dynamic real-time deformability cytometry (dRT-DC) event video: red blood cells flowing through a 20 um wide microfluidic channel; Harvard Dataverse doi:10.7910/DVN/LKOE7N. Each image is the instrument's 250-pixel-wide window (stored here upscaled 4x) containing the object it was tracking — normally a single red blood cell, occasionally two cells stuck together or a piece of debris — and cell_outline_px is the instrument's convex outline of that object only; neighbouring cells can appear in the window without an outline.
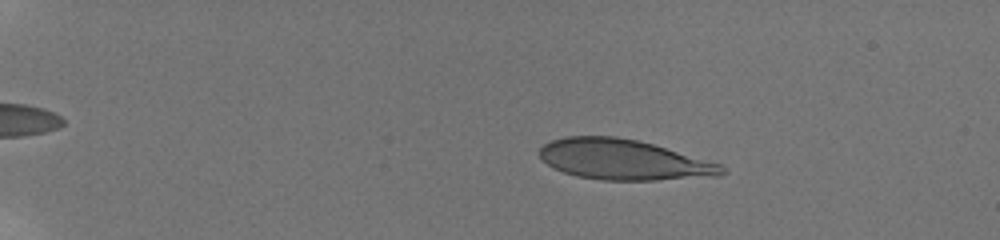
{"species": "human", "species_latin": "Homo sapiens", "temperature_condition": "room temperature", "stored_images_in_passage": 57, "camera_frame_rate_fps": 3000, "um_per_image_px": 0.085, "donor": {"sex": "male"}, "frame": {"image": 1, "passage_image": 12, "time_ms": 3.667, "image_size_px": [1000, 240], "cell_outline_px": [[728, 172], [720, 176], [656, 180], [600, 180], [576, 176], [552, 168], [540, 156], [540, 148], [544, 144], [552, 140], [564, 136], [616, 136], [636, 140], [652, 144], [724, 164]], "centroid_in_image_um": [53.05, 13.58], "position_along_channel_um": 31.9, "area_um2": 43.12}}
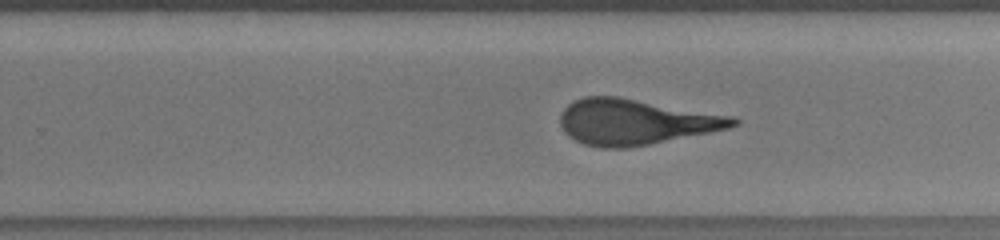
{"frame": {"image": 2, "passage_image": 40, "time_ms": 13.0, "image_size_px": [1000, 240], "cell_outline_px": [[740, 124], [728, 128], [648, 144], [624, 148], [600, 148], [584, 144], [568, 136], [564, 132], [560, 124], [560, 116], [564, 108], [572, 100], [584, 96], [620, 96], [736, 116], [740, 120]], "centroid_in_image_um": [54.01, 10.34], "position_along_channel_um": 275.8, "area_um2": 46.18}}
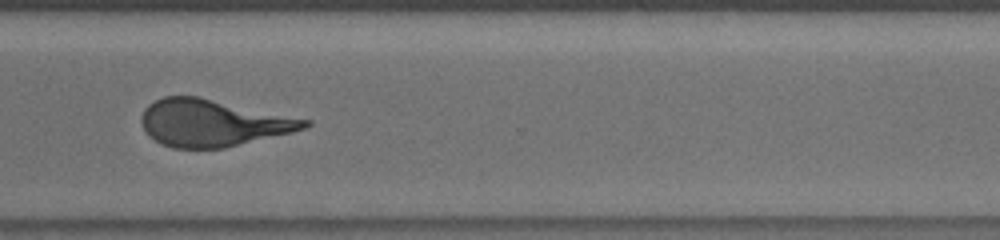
{"frame": {"image": 3, "passage_image": 46, "time_ms": 15.0, "image_size_px": [1000, 240], "cell_outline_px": [[312, 124], [304, 128], [292, 132], [224, 148], [172, 148], [148, 136], [140, 120], [140, 116], [144, 108], [148, 104], [164, 96], [200, 96], [312, 120]], "centroid_in_image_um": [18.08, 10.43], "position_along_channel_um": 352.5, "area_um2": 44.74}, "authors_computed_cell_mechanics": {"area_um2": 44.3904, "velocity_mm_per_s": 3.837, "shape_relaxation_time_tau1_ms": 6.6101, "shape_relaxation_time_tau2_ms": 0.9778, "deformation_change_tau1": 0.2573, "deformation_change_tau2": 0.095}}